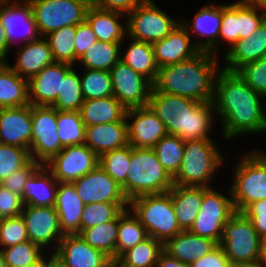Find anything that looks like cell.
Instances as JSON below:
<instances>
[{
  "label": "cell",
  "instance_id": "1",
  "mask_svg": "<svg viewBox=\"0 0 266 267\" xmlns=\"http://www.w3.org/2000/svg\"><path fill=\"white\" fill-rule=\"evenodd\" d=\"M266 99L253 90L237 72L221 69L215 80L213 104L220 116L225 139L266 132ZM263 103V104H262Z\"/></svg>",
  "mask_w": 266,
  "mask_h": 267
},
{
  "label": "cell",
  "instance_id": "2",
  "mask_svg": "<svg viewBox=\"0 0 266 267\" xmlns=\"http://www.w3.org/2000/svg\"><path fill=\"white\" fill-rule=\"evenodd\" d=\"M218 65V56L200 51L186 61L159 67L153 89L200 103L213 101Z\"/></svg>",
  "mask_w": 266,
  "mask_h": 267
},
{
  "label": "cell",
  "instance_id": "3",
  "mask_svg": "<svg viewBox=\"0 0 266 267\" xmlns=\"http://www.w3.org/2000/svg\"><path fill=\"white\" fill-rule=\"evenodd\" d=\"M148 105L164 124L168 135H176L184 141L210 138L215 113L212 101L200 103L152 89Z\"/></svg>",
  "mask_w": 266,
  "mask_h": 267
},
{
  "label": "cell",
  "instance_id": "4",
  "mask_svg": "<svg viewBox=\"0 0 266 267\" xmlns=\"http://www.w3.org/2000/svg\"><path fill=\"white\" fill-rule=\"evenodd\" d=\"M129 166L126 182L121 186L129 202L141 195L167 193L173 187V178L152 148L131 147Z\"/></svg>",
  "mask_w": 266,
  "mask_h": 267
},
{
  "label": "cell",
  "instance_id": "5",
  "mask_svg": "<svg viewBox=\"0 0 266 267\" xmlns=\"http://www.w3.org/2000/svg\"><path fill=\"white\" fill-rule=\"evenodd\" d=\"M217 147L211 138L186 140L179 171L173 177V185L211 187L215 172L225 161V156Z\"/></svg>",
  "mask_w": 266,
  "mask_h": 267
},
{
  "label": "cell",
  "instance_id": "6",
  "mask_svg": "<svg viewBox=\"0 0 266 267\" xmlns=\"http://www.w3.org/2000/svg\"><path fill=\"white\" fill-rule=\"evenodd\" d=\"M237 162L229 189L234 209L243 212L255 201L266 199V154L253 150Z\"/></svg>",
  "mask_w": 266,
  "mask_h": 267
},
{
  "label": "cell",
  "instance_id": "7",
  "mask_svg": "<svg viewBox=\"0 0 266 267\" xmlns=\"http://www.w3.org/2000/svg\"><path fill=\"white\" fill-rule=\"evenodd\" d=\"M129 208L139 218L147 235L163 244L182 231L168 193L135 197L129 202Z\"/></svg>",
  "mask_w": 266,
  "mask_h": 267
},
{
  "label": "cell",
  "instance_id": "8",
  "mask_svg": "<svg viewBox=\"0 0 266 267\" xmlns=\"http://www.w3.org/2000/svg\"><path fill=\"white\" fill-rule=\"evenodd\" d=\"M261 238L251 220L242 212H235L225 224L219 245L232 266L259 260Z\"/></svg>",
  "mask_w": 266,
  "mask_h": 267
},
{
  "label": "cell",
  "instance_id": "9",
  "mask_svg": "<svg viewBox=\"0 0 266 267\" xmlns=\"http://www.w3.org/2000/svg\"><path fill=\"white\" fill-rule=\"evenodd\" d=\"M41 37L85 21L90 0H27Z\"/></svg>",
  "mask_w": 266,
  "mask_h": 267
},
{
  "label": "cell",
  "instance_id": "10",
  "mask_svg": "<svg viewBox=\"0 0 266 267\" xmlns=\"http://www.w3.org/2000/svg\"><path fill=\"white\" fill-rule=\"evenodd\" d=\"M127 37L151 43L167 37L181 22L153 2L143 0L127 15Z\"/></svg>",
  "mask_w": 266,
  "mask_h": 267
},
{
  "label": "cell",
  "instance_id": "11",
  "mask_svg": "<svg viewBox=\"0 0 266 267\" xmlns=\"http://www.w3.org/2000/svg\"><path fill=\"white\" fill-rule=\"evenodd\" d=\"M223 195L208 187L203 193V199L198 215L190 228V232L214 240L219 244L223 228L230 217L236 212L234 209L231 190Z\"/></svg>",
  "mask_w": 266,
  "mask_h": 267
},
{
  "label": "cell",
  "instance_id": "12",
  "mask_svg": "<svg viewBox=\"0 0 266 267\" xmlns=\"http://www.w3.org/2000/svg\"><path fill=\"white\" fill-rule=\"evenodd\" d=\"M31 121L30 155L32 160L45 164L64 148L56 125L57 109L52 106L31 105Z\"/></svg>",
  "mask_w": 266,
  "mask_h": 267
},
{
  "label": "cell",
  "instance_id": "13",
  "mask_svg": "<svg viewBox=\"0 0 266 267\" xmlns=\"http://www.w3.org/2000/svg\"><path fill=\"white\" fill-rule=\"evenodd\" d=\"M113 96L126 108L147 106L153 83L119 60L111 69Z\"/></svg>",
  "mask_w": 266,
  "mask_h": 267
},
{
  "label": "cell",
  "instance_id": "14",
  "mask_svg": "<svg viewBox=\"0 0 266 267\" xmlns=\"http://www.w3.org/2000/svg\"><path fill=\"white\" fill-rule=\"evenodd\" d=\"M58 182L73 183L99 165V157L86 145L65 146L44 164Z\"/></svg>",
  "mask_w": 266,
  "mask_h": 267
},
{
  "label": "cell",
  "instance_id": "15",
  "mask_svg": "<svg viewBox=\"0 0 266 267\" xmlns=\"http://www.w3.org/2000/svg\"><path fill=\"white\" fill-rule=\"evenodd\" d=\"M21 217L25 222L27 236L31 242L39 245L44 251L53 246L55 248L53 252L57 250L64 235L60 229L59 216L55 207L24 205Z\"/></svg>",
  "mask_w": 266,
  "mask_h": 267
},
{
  "label": "cell",
  "instance_id": "16",
  "mask_svg": "<svg viewBox=\"0 0 266 267\" xmlns=\"http://www.w3.org/2000/svg\"><path fill=\"white\" fill-rule=\"evenodd\" d=\"M0 19L10 47L18 38L19 42L22 41V45L41 37L32 15V8L27 0H1ZM18 29L21 33H17L20 32Z\"/></svg>",
  "mask_w": 266,
  "mask_h": 267
},
{
  "label": "cell",
  "instance_id": "17",
  "mask_svg": "<svg viewBox=\"0 0 266 267\" xmlns=\"http://www.w3.org/2000/svg\"><path fill=\"white\" fill-rule=\"evenodd\" d=\"M82 202L129 203L122 187L114 181L100 166L73 182Z\"/></svg>",
  "mask_w": 266,
  "mask_h": 267
},
{
  "label": "cell",
  "instance_id": "18",
  "mask_svg": "<svg viewBox=\"0 0 266 267\" xmlns=\"http://www.w3.org/2000/svg\"><path fill=\"white\" fill-rule=\"evenodd\" d=\"M125 117L127 121L133 120L127 123L131 147L153 148L167 135L164 124L149 105L127 109Z\"/></svg>",
  "mask_w": 266,
  "mask_h": 267
},
{
  "label": "cell",
  "instance_id": "19",
  "mask_svg": "<svg viewBox=\"0 0 266 267\" xmlns=\"http://www.w3.org/2000/svg\"><path fill=\"white\" fill-rule=\"evenodd\" d=\"M74 66L54 62L28 80V100L32 106H52L61 92L62 79Z\"/></svg>",
  "mask_w": 266,
  "mask_h": 267
},
{
  "label": "cell",
  "instance_id": "20",
  "mask_svg": "<svg viewBox=\"0 0 266 267\" xmlns=\"http://www.w3.org/2000/svg\"><path fill=\"white\" fill-rule=\"evenodd\" d=\"M67 267H110L114 261L91 247L79 234L64 235L54 252Z\"/></svg>",
  "mask_w": 266,
  "mask_h": 267
},
{
  "label": "cell",
  "instance_id": "21",
  "mask_svg": "<svg viewBox=\"0 0 266 267\" xmlns=\"http://www.w3.org/2000/svg\"><path fill=\"white\" fill-rule=\"evenodd\" d=\"M31 139V104L0 108V143L29 150Z\"/></svg>",
  "mask_w": 266,
  "mask_h": 267
},
{
  "label": "cell",
  "instance_id": "22",
  "mask_svg": "<svg viewBox=\"0 0 266 267\" xmlns=\"http://www.w3.org/2000/svg\"><path fill=\"white\" fill-rule=\"evenodd\" d=\"M191 40L188 30L180 22L167 37L152 44L157 66L177 64L197 55L200 50Z\"/></svg>",
  "mask_w": 266,
  "mask_h": 267
},
{
  "label": "cell",
  "instance_id": "23",
  "mask_svg": "<svg viewBox=\"0 0 266 267\" xmlns=\"http://www.w3.org/2000/svg\"><path fill=\"white\" fill-rule=\"evenodd\" d=\"M193 22L190 23L189 20L181 21V24L188 30L190 35H196L197 37L201 35L202 38L196 42L194 45L200 50L209 52L219 40L220 27L222 23V4H208L202 6L199 11L195 14ZM193 30V31H192ZM192 32V34H191ZM202 41V42H201Z\"/></svg>",
  "mask_w": 266,
  "mask_h": 267
},
{
  "label": "cell",
  "instance_id": "24",
  "mask_svg": "<svg viewBox=\"0 0 266 267\" xmlns=\"http://www.w3.org/2000/svg\"><path fill=\"white\" fill-rule=\"evenodd\" d=\"M128 121H121L86 126L85 142L98 157L102 154L122 148L128 142Z\"/></svg>",
  "mask_w": 266,
  "mask_h": 267
},
{
  "label": "cell",
  "instance_id": "25",
  "mask_svg": "<svg viewBox=\"0 0 266 267\" xmlns=\"http://www.w3.org/2000/svg\"><path fill=\"white\" fill-rule=\"evenodd\" d=\"M54 207L59 216V224L62 234H80L81 215L85 204L78 196L73 183H58L56 203Z\"/></svg>",
  "mask_w": 266,
  "mask_h": 267
},
{
  "label": "cell",
  "instance_id": "26",
  "mask_svg": "<svg viewBox=\"0 0 266 267\" xmlns=\"http://www.w3.org/2000/svg\"><path fill=\"white\" fill-rule=\"evenodd\" d=\"M18 46L20 48L15 55L16 63L14 66L9 63L6 64L26 80L34 77L44 67L55 62L50 46L44 37L22 46L19 43Z\"/></svg>",
  "mask_w": 266,
  "mask_h": 267
},
{
  "label": "cell",
  "instance_id": "27",
  "mask_svg": "<svg viewBox=\"0 0 266 267\" xmlns=\"http://www.w3.org/2000/svg\"><path fill=\"white\" fill-rule=\"evenodd\" d=\"M58 183L52 172L41 164L27 179L21 201L29 206L54 207Z\"/></svg>",
  "mask_w": 266,
  "mask_h": 267
},
{
  "label": "cell",
  "instance_id": "28",
  "mask_svg": "<svg viewBox=\"0 0 266 267\" xmlns=\"http://www.w3.org/2000/svg\"><path fill=\"white\" fill-rule=\"evenodd\" d=\"M266 55V19L249 38L238 40L223 58L226 65L222 69L236 72L246 63L256 61Z\"/></svg>",
  "mask_w": 266,
  "mask_h": 267
},
{
  "label": "cell",
  "instance_id": "29",
  "mask_svg": "<svg viewBox=\"0 0 266 267\" xmlns=\"http://www.w3.org/2000/svg\"><path fill=\"white\" fill-rule=\"evenodd\" d=\"M218 244L209 238L181 231L163 244V251L183 263L191 265L199 258L207 255Z\"/></svg>",
  "mask_w": 266,
  "mask_h": 267
},
{
  "label": "cell",
  "instance_id": "30",
  "mask_svg": "<svg viewBox=\"0 0 266 267\" xmlns=\"http://www.w3.org/2000/svg\"><path fill=\"white\" fill-rule=\"evenodd\" d=\"M121 18L127 20L126 15L109 10H102L89 6L85 21L90 25L98 41L123 43L127 37V21L123 24Z\"/></svg>",
  "mask_w": 266,
  "mask_h": 267
},
{
  "label": "cell",
  "instance_id": "31",
  "mask_svg": "<svg viewBox=\"0 0 266 267\" xmlns=\"http://www.w3.org/2000/svg\"><path fill=\"white\" fill-rule=\"evenodd\" d=\"M208 187L173 185L167 192L172 199L177 222L182 231L192 227L200 210L203 193Z\"/></svg>",
  "mask_w": 266,
  "mask_h": 267
},
{
  "label": "cell",
  "instance_id": "32",
  "mask_svg": "<svg viewBox=\"0 0 266 267\" xmlns=\"http://www.w3.org/2000/svg\"><path fill=\"white\" fill-rule=\"evenodd\" d=\"M126 108L115 96L84 100L80 115L85 126L121 121Z\"/></svg>",
  "mask_w": 266,
  "mask_h": 267
},
{
  "label": "cell",
  "instance_id": "33",
  "mask_svg": "<svg viewBox=\"0 0 266 267\" xmlns=\"http://www.w3.org/2000/svg\"><path fill=\"white\" fill-rule=\"evenodd\" d=\"M128 39L131 43L125 50L123 49L120 60L154 83L159 67L155 61L152 44L131 37Z\"/></svg>",
  "mask_w": 266,
  "mask_h": 267
},
{
  "label": "cell",
  "instance_id": "34",
  "mask_svg": "<svg viewBox=\"0 0 266 267\" xmlns=\"http://www.w3.org/2000/svg\"><path fill=\"white\" fill-rule=\"evenodd\" d=\"M28 80L6 63H0V108L29 105Z\"/></svg>",
  "mask_w": 266,
  "mask_h": 267
},
{
  "label": "cell",
  "instance_id": "35",
  "mask_svg": "<svg viewBox=\"0 0 266 267\" xmlns=\"http://www.w3.org/2000/svg\"><path fill=\"white\" fill-rule=\"evenodd\" d=\"M162 252L163 243L148 236L135 247L123 252L114 262L119 267H155Z\"/></svg>",
  "mask_w": 266,
  "mask_h": 267
},
{
  "label": "cell",
  "instance_id": "36",
  "mask_svg": "<svg viewBox=\"0 0 266 267\" xmlns=\"http://www.w3.org/2000/svg\"><path fill=\"white\" fill-rule=\"evenodd\" d=\"M148 237L145 227L130 208L118 215V237L116 259L125 251L135 247Z\"/></svg>",
  "mask_w": 266,
  "mask_h": 267
},
{
  "label": "cell",
  "instance_id": "37",
  "mask_svg": "<svg viewBox=\"0 0 266 267\" xmlns=\"http://www.w3.org/2000/svg\"><path fill=\"white\" fill-rule=\"evenodd\" d=\"M121 46L122 43L97 41L82 55L77 63H80L84 69L110 71L120 60Z\"/></svg>",
  "mask_w": 266,
  "mask_h": 267
},
{
  "label": "cell",
  "instance_id": "38",
  "mask_svg": "<svg viewBox=\"0 0 266 267\" xmlns=\"http://www.w3.org/2000/svg\"><path fill=\"white\" fill-rule=\"evenodd\" d=\"M79 235L93 248L99 249L116 260L118 216L112 220L84 229Z\"/></svg>",
  "mask_w": 266,
  "mask_h": 267
},
{
  "label": "cell",
  "instance_id": "39",
  "mask_svg": "<svg viewBox=\"0 0 266 267\" xmlns=\"http://www.w3.org/2000/svg\"><path fill=\"white\" fill-rule=\"evenodd\" d=\"M77 26H66L55 30L44 38L47 40L55 62L75 66V41Z\"/></svg>",
  "mask_w": 266,
  "mask_h": 267
},
{
  "label": "cell",
  "instance_id": "40",
  "mask_svg": "<svg viewBox=\"0 0 266 267\" xmlns=\"http://www.w3.org/2000/svg\"><path fill=\"white\" fill-rule=\"evenodd\" d=\"M185 141L176 135L164 136L152 149L160 163L173 178L179 171Z\"/></svg>",
  "mask_w": 266,
  "mask_h": 267
},
{
  "label": "cell",
  "instance_id": "41",
  "mask_svg": "<svg viewBox=\"0 0 266 267\" xmlns=\"http://www.w3.org/2000/svg\"><path fill=\"white\" fill-rule=\"evenodd\" d=\"M57 130L61 144L65 146L84 144L86 126L79 111L57 110Z\"/></svg>",
  "mask_w": 266,
  "mask_h": 267
},
{
  "label": "cell",
  "instance_id": "42",
  "mask_svg": "<svg viewBox=\"0 0 266 267\" xmlns=\"http://www.w3.org/2000/svg\"><path fill=\"white\" fill-rule=\"evenodd\" d=\"M74 67L62 79L61 92L52 105L59 111H80L84 103L80 75Z\"/></svg>",
  "mask_w": 266,
  "mask_h": 267
},
{
  "label": "cell",
  "instance_id": "43",
  "mask_svg": "<svg viewBox=\"0 0 266 267\" xmlns=\"http://www.w3.org/2000/svg\"><path fill=\"white\" fill-rule=\"evenodd\" d=\"M129 203L96 202L85 205L81 215V232L84 229L114 220Z\"/></svg>",
  "mask_w": 266,
  "mask_h": 267
},
{
  "label": "cell",
  "instance_id": "44",
  "mask_svg": "<svg viewBox=\"0 0 266 267\" xmlns=\"http://www.w3.org/2000/svg\"><path fill=\"white\" fill-rule=\"evenodd\" d=\"M131 146L106 152L99 156V165L120 186L126 182L128 168L130 167Z\"/></svg>",
  "mask_w": 266,
  "mask_h": 267
},
{
  "label": "cell",
  "instance_id": "45",
  "mask_svg": "<svg viewBox=\"0 0 266 267\" xmlns=\"http://www.w3.org/2000/svg\"><path fill=\"white\" fill-rule=\"evenodd\" d=\"M80 76L84 100L98 99L113 95L110 71L84 69Z\"/></svg>",
  "mask_w": 266,
  "mask_h": 267
},
{
  "label": "cell",
  "instance_id": "46",
  "mask_svg": "<svg viewBox=\"0 0 266 267\" xmlns=\"http://www.w3.org/2000/svg\"><path fill=\"white\" fill-rule=\"evenodd\" d=\"M6 267H26L38 260L46 251L30 240L1 249Z\"/></svg>",
  "mask_w": 266,
  "mask_h": 267
},
{
  "label": "cell",
  "instance_id": "47",
  "mask_svg": "<svg viewBox=\"0 0 266 267\" xmlns=\"http://www.w3.org/2000/svg\"><path fill=\"white\" fill-rule=\"evenodd\" d=\"M265 19L266 11L237 1V41L253 35Z\"/></svg>",
  "mask_w": 266,
  "mask_h": 267
},
{
  "label": "cell",
  "instance_id": "48",
  "mask_svg": "<svg viewBox=\"0 0 266 267\" xmlns=\"http://www.w3.org/2000/svg\"><path fill=\"white\" fill-rule=\"evenodd\" d=\"M31 160L28 149L0 143V183L16 170L25 167Z\"/></svg>",
  "mask_w": 266,
  "mask_h": 267
},
{
  "label": "cell",
  "instance_id": "49",
  "mask_svg": "<svg viewBox=\"0 0 266 267\" xmlns=\"http://www.w3.org/2000/svg\"><path fill=\"white\" fill-rule=\"evenodd\" d=\"M222 41L229 44V48L226 52L237 42V1L228 4L222 3V23L220 27L219 40L218 43L209 51L212 55H218V44H222Z\"/></svg>",
  "mask_w": 266,
  "mask_h": 267
},
{
  "label": "cell",
  "instance_id": "50",
  "mask_svg": "<svg viewBox=\"0 0 266 267\" xmlns=\"http://www.w3.org/2000/svg\"><path fill=\"white\" fill-rule=\"evenodd\" d=\"M236 72L253 90L266 98V55L246 63Z\"/></svg>",
  "mask_w": 266,
  "mask_h": 267
},
{
  "label": "cell",
  "instance_id": "51",
  "mask_svg": "<svg viewBox=\"0 0 266 267\" xmlns=\"http://www.w3.org/2000/svg\"><path fill=\"white\" fill-rule=\"evenodd\" d=\"M26 225L20 216L3 218L0 222V249L28 241Z\"/></svg>",
  "mask_w": 266,
  "mask_h": 267
},
{
  "label": "cell",
  "instance_id": "52",
  "mask_svg": "<svg viewBox=\"0 0 266 267\" xmlns=\"http://www.w3.org/2000/svg\"><path fill=\"white\" fill-rule=\"evenodd\" d=\"M40 165L39 162L31 160L25 167L16 170L8 177L4 178L0 184L19 197H22L23 187L27 179Z\"/></svg>",
  "mask_w": 266,
  "mask_h": 267
},
{
  "label": "cell",
  "instance_id": "53",
  "mask_svg": "<svg viewBox=\"0 0 266 267\" xmlns=\"http://www.w3.org/2000/svg\"><path fill=\"white\" fill-rule=\"evenodd\" d=\"M23 206L21 197L0 184V217L2 219L20 216Z\"/></svg>",
  "mask_w": 266,
  "mask_h": 267
},
{
  "label": "cell",
  "instance_id": "54",
  "mask_svg": "<svg viewBox=\"0 0 266 267\" xmlns=\"http://www.w3.org/2000/svg\"><path fill=\"white\" fill-rule=\"evenodd\" d=\"M74 41L75 62H77L82 55L98 40L90 25L84 21L83 23L77 25Z\"/></svg>",
  "mask_w": 266,
  "mask_h": 267
},
{
  "label": "cell",
  "instance_id": "55",
  "mask_svg": "<svg viewBox=\"0 0 266 267\" xmlns=\"http://www.w3.org/2000/svg\"><path fill=\"white\" fill-rule=\"evenodd\" d=\"M242 213L251 220L259 237H266V199L253 202Z\"/></svg>",
  "mask_w": 266,
  "mask_h": 267
},
{
  "label": "cell",
  "instance_id": "56",
  "mask_svg": "<svg viewBox=\"0 0 266 267\" xmlns=\"http://www.w3.org/2000/svg\"><path fill=\"white\" fill-rule=\"evenodd\" d=\"M191 267H232L231 262L218 244L207 255L193 262Z\"/></svg>",
  "mask_w": 266,
  "mask_h": 267
},
{
  "label": "cell",
  "instance_id": "57",
  "mask_svg": "<svg viewBox=\"0 0 266 267\" xmlns=\"http://www.w3.org/2000/svg\"><path fill=\"white\" fill-rule=\"evenodd\" d=\"M143 0H90V5L102 9L127 15Z\"/></svg>",
  "mask_w": 266,
  "mask_h": 267
},
{
  "label": "cell",
  "instance_id": "58",
  "mask_svg": "<svg viewBox=\"0 0 266 267\" xmlns=\"http://www.w3.org/2000/svg\"><path fill=\"white\" fill-rule=\"evenodd\" d=\"M155 267H191L189 264L183 263L173 257H170L164 251L160 254Z\"/></svg>",
  "mask_w": 266,
  "mask_h": 267
},
{
  "label": "cell",
  "instance_id": "59",
  "mask_svg": "<svg viewBox=\"0 0 266 267\" xmlns=\"http://www.w3.org/2000/svg\"><path fill=\"white\" fill-rule=\"evenodd\" d=\"M10 49L11 47L7 42L6 33L0 19V63H7L6 58L9 55L8 53Z\"/></svg>",
  "mask_w": 266,
  "mask_h": 267
},
{
  "label": "cell",
  "instance_id": "60",
  "mask_svg": "<svg viewBox=\"0 0 266 267\" xmlns=\"http://www.w3.org/2000/svg\"><path fill=\"white\" fill-rule=\"evenodd\" d=\"M49 254L47 253L48 256H45V267H67L54 252Z\"/></svg>",
  "mask_w": 266,
  "mask_h": 267
},
{
  "label": "cell",
  "instance_id": "61",
  "mask_svg": "<svg viewBox=\"0 0 266 267\" xmlns=\"http://www.w3.org/2000/svg\"><path fill=\"white\" fill-rule=\"evenodd\" d=\"M259 261L266 266V237L261 238Z\"/></svg>",
  "mask_w": 266,
  "mask_h": 267
},
{
  "label": "cell",
  "instance_id": "62",
  "mask_svg": "<svg viewBox=\"0 0 266 267\" xmlns=\"http://www.w3.org/2000/svg\"><path fill=\"white\" fill-rule=\"evenodd\" d=\"M239 1L256 6L258 9L266 11V0H239Z\"/></svg>",
  "mask_w": 266,
  "mask_h": 267
},
{
  "label": "cell",
  "instance_id": "63",
  "mask_svg": "<svg viewBox=\"0 0 266 267\" xmlns=\"http://www.w3.org/2000/svg\"><path fill=\"white\" fill-rule=\"evenodd\" d=\"M26 267H45V253L38 260Z\"/></svg>",
  "mask_w": 266,
  "mask_h": 267
},
{
  "label": "cell",
  "instance_id": "64",
  "mask_svg": "<svg viewBox=\"0 0 266 267\" xmlns=\"http://www.w3.org/2000/svg\"><path fill=\"white\" fill-rule=\"evenodd\" d=\"M239 267H266L261 261H254L240 265Z\"/></svg>",
  "mask_w": 266,
  "mask_h": 267
},
{
  "label": "cell",
  "instance_id": "65",
  "mask_svg": "<svg viewBox=\"0 0 266 267\" xmlns=\"http://www.w3.org/2000/svg\"><path fill=\"white\" fill-rule=\"evenodd\" d=\"M0 267H6L5 259H4L1 249H0Z\"/></svg>",
  "mask_w": 266,
  "mask_h": 267
}]
</instances>
